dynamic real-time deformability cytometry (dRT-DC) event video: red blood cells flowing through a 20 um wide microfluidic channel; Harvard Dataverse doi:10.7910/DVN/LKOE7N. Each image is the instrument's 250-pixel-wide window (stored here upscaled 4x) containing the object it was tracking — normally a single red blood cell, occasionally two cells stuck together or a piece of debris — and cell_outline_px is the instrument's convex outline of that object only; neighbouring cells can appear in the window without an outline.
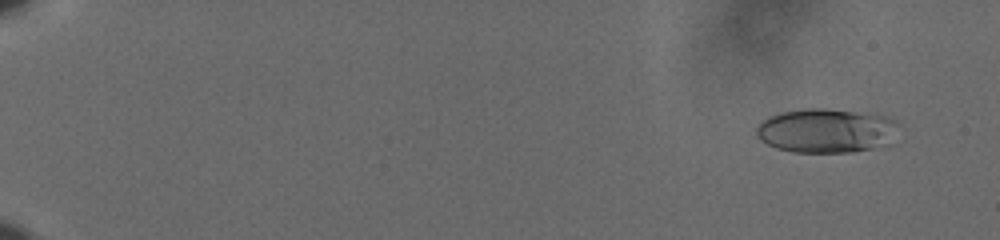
{"species": "human", "species_latin": "Homo sapiens", "temperature_condition": "cold", "stored_images_in_passage": 57, "camera_frame_rate_fps": 3000, "um_per_image_px": 0.085, "donor": {"sex": "male"}, "frame": {"image": 1, "passage_image": 2, "time_ms": 0.333, "image_size_px": [1000, 240], "cell_outline_px": [[892, 144], [852, 152], [792, 152], [776, 148], [760, 140], [756, 136], [756, 128], [768, 116], [780, 112], [808, 108], [824, 108], [872, 112], [888, 116], [892, 120]], "centroid_in_image_um": [70.18, 11.09], "position_along_channel_um": 14.8, "area_um2": 36.7}}
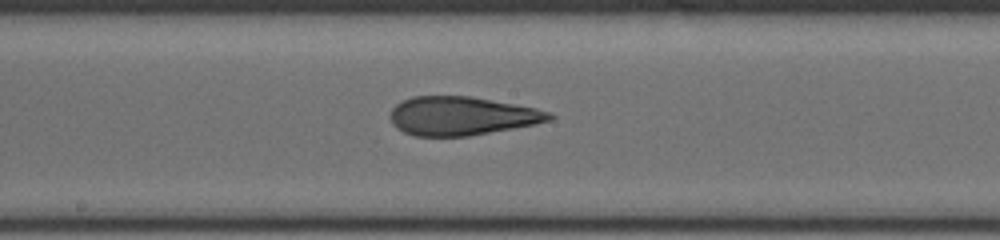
{"frame": {"image": 2, "passage_image": 33, "time_ms": 10.667, "image_size_px": [1000, 240], "cell_outline_px": [[556, 116], [552, 120], [536, 124], [468, 136], [416, 136], [404, 132], [396, 128], [392, 124], [388, 116], [392, 108], [396, 104], [412, 96], [472, 96], [536, 108], [548, 112]], "centroid_in_image_um": [39.22, 9.85], "position_along_channel_um": 209.0, "area_um2": 35.95}}
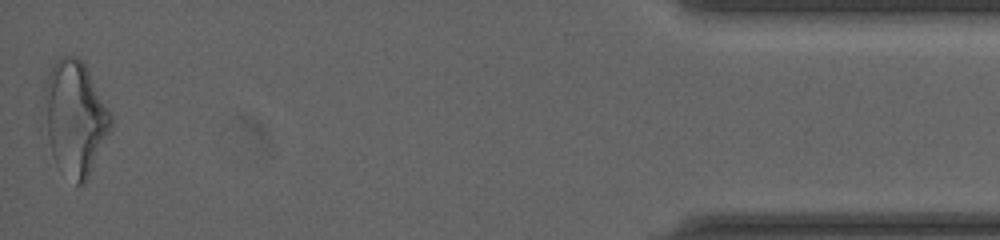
{"frame": {"image": 3, "passage_image": 57, "time_ms": 18.667, "image_size_px": [1000, 240], "cell_outline_px": [[112, 124], [88, 176], [84, 184], [76, 184], [56, 164], [52, 156], [48, 140], [44, 96], [44, 84], [56, 60], [60, 56], [76, 56], [84, 64], [112, 116]], "centroid_in_image_um": [6.36, 10.02], "position_along_channel_um": 428.8, "area_um2": 43.23}, "authors_computed_cell_mechanics": {"area_um2": 36.0094, "velocity_mm_per_s": 3.6406, "shape_relaxation_time_tau1_ms": 8.0689, "shape_relaxation_time_tau2_ms": 1.7939, "deformation_change_tau1": 0.2034, "deformation_change_tau2": 0.1121}}